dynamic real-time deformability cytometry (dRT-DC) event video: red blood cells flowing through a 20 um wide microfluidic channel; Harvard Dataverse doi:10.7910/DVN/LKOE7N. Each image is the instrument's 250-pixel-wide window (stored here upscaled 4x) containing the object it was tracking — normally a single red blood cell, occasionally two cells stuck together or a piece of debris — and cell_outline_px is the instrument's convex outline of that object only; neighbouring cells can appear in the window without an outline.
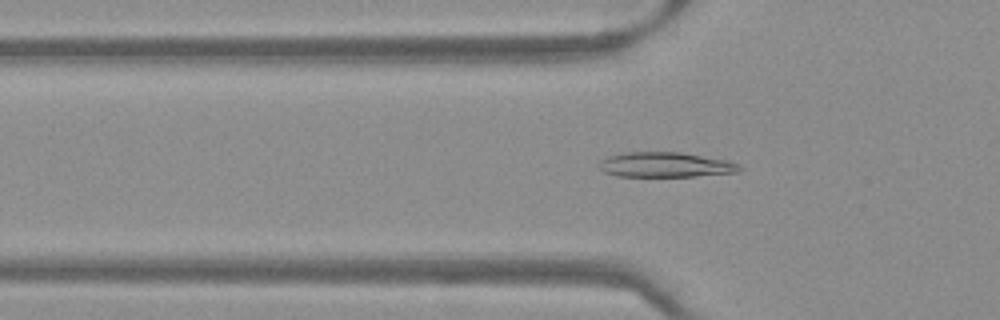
{"species": "Egyptian fruit bat (a non-hibernating species)", "species_latin": "Rousettus aegyptiacus", "temperature_condition": "warm", "stored_images_in_passage": 52, "camera_frame_rate_fps": 3000, "um_per_image_px": 0.085, "frame": {"image": 1, "passage_image": 18, "time_ms": 5.667, "image_size_px": [1000, 320], "cell_outline_px": [[744, 168], [740, 172], [696, 176], [616, 176], [604, 172], [600, 168], [600, 160], [608, 156], [628, 152], [680, 152], [728, 160], [740, 164]], "centroid_in_image_um": [56.62, 14.0], "position_along_channel_um": 69.2, "area_um2": 20.52}}
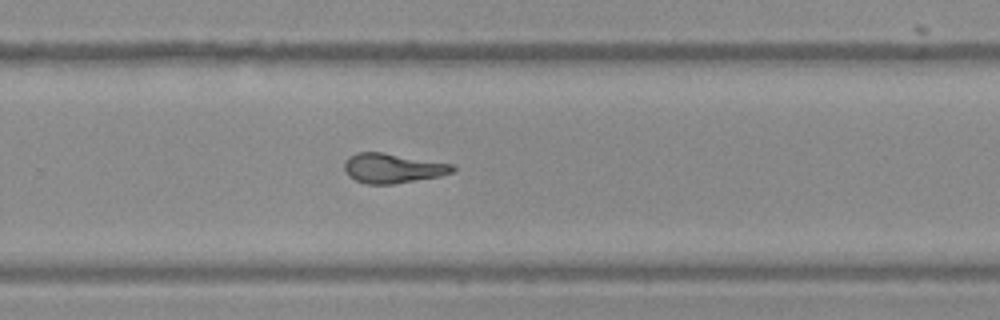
{"frame": {"image": 2, "passage_image": 35, "time_ms": 11.333, "image_size_px": [1000, 320], "cell_outline_px": [[456, 172], [440, 176], [392, 184], [368, 184], [356, 180], [348, 176], [344, 168], [344, 160], [348, 156], [356, 152], [384, 152], [456, 164]], "centroid_in_image_um": [33.41, 14.28], "position_along_channel_um": 296.4, "area_um2": 19.07}}
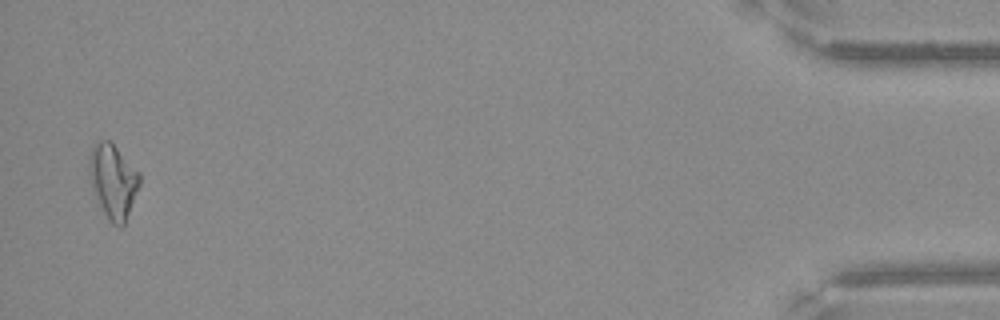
{"frame": {"image": 3, "passage_image": 51, "time_ms": 16.667, "image_size_px": [1000, 320], "cell_outline_px": [[140, 184], [124, 224], [120, 228], [112, 224], [104, 212], [92, 188], [88, 176], [88, 156], [92, 144], [100, 140], [108, 140], [140, 172]], "centroid_in_image_um": [9.58, 15.37], "position_along_channel_um": 425.6, "area_um2": 21.68}}